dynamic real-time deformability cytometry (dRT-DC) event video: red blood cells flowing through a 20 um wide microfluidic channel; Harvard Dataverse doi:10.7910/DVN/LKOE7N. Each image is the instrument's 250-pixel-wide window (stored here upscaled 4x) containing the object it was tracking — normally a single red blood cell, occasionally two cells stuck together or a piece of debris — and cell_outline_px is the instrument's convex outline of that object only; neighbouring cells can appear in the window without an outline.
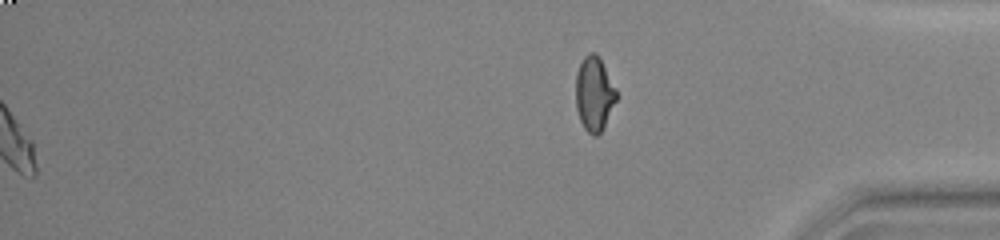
{"species": "common noctule bat (a hibernating species)", "species_latin": "Nyctalus noctula", "temperature_condition": "warm", "stored_images_in_passage": 54, "segment_of_instrument_passage": [2, 2], "camera_frame_rate_fps": 3000, "um_per_image_px": 0.085, "animal": {"sex": "female", "body_mass_g": 23.0, "forearm_length_mm": 53.4}, "frame": {"image": 1, "passage_image": 54, "time_ms": 17.667, "image_size_px": [1000, 240], "cell_outline_px": [[616, 100], [604, 128], [596, 136], [592, 136], [584, 128], [580, 120], [576, 108], [576, 72], [584, 56], [588, 52], [596, 52], [600, 56], [616, 88]], "centroid_in_image_um": [50.51, 7.95], "position_along_channel_um": 384.7, "area_um2": 17.8}}